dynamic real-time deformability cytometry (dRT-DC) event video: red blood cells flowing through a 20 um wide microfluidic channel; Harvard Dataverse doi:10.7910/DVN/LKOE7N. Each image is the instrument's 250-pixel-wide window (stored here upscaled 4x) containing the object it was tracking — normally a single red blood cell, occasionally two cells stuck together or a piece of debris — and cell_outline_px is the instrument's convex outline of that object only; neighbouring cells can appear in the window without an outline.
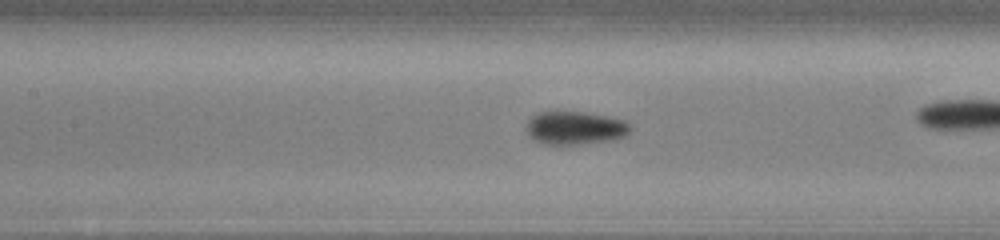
{"species": "common noctule bat (a hibernating species)", "species_latin": "Nyctalus noctula", "temperature_condition": "cold", "stored_images_in_passage": 41, "camera_frame_rate_fps": 3000, "um_per_image_px": 0.085, "animal": {"sex": "male", "body_mass_g": 13.0, "forearm_length_mm": 53.1}, "frame": {"image": 1, "passage_image": 24, "time_ms": 7.667, "image_size_px": [1000, 240], "cell_outline_px": [[632, 128], [624, 136], [616, 140], [580, 144], [544, 144], [532, 140], [528, 136], [528, 120], [532, 116], [540, 112], [584, 112], [624, 120], [632, 124]], "centroid_in_image_um": [48.91, 10.89], "position_along_channel_um": 158.5, "area_um2": 20.11}}